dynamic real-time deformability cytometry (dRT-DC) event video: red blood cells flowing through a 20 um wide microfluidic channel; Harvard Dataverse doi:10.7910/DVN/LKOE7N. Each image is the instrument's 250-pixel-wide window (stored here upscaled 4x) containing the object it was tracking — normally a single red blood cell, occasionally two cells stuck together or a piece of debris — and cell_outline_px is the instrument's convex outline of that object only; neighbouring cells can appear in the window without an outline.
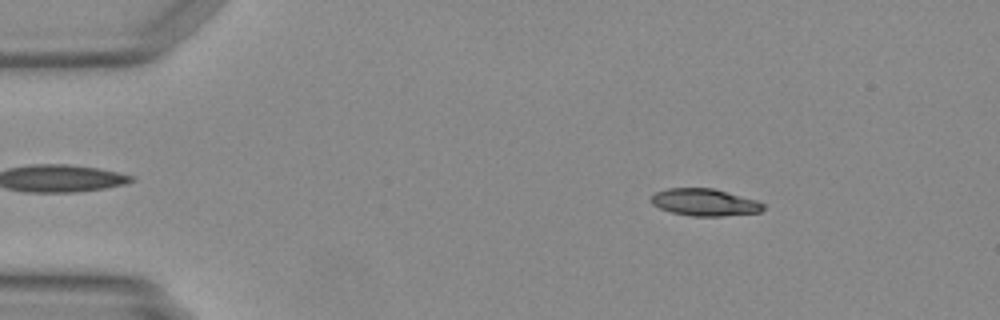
{"species": "Egyptian fruit bat (a non-hibernating species)", "species_latin": "Rousettus aegyptiacus", "temperature_condition": "warm", "stored_images_in_passage": 48, "camera_frame_rate_fps": 3000, "um_per_image_px": 0.085, "animal": {"sex": "female"}, "frame": {"image": 1, "passage_image": 7, "time_ms": 2.0, "image_size_px": [1000, 320], "cell_outline_px": [[764, 208], [760, 212], [720, 216], [692, 216], [672, 212], [660, 208], [652, 204], [652, 196], [656, 192], [668, 188], [712, 188], [756, 200], [764, 204]], "centroid_in_image_um": [59.89, 17.19], "position_along_channel_um": 25.1, "area_um2": 17.46}}
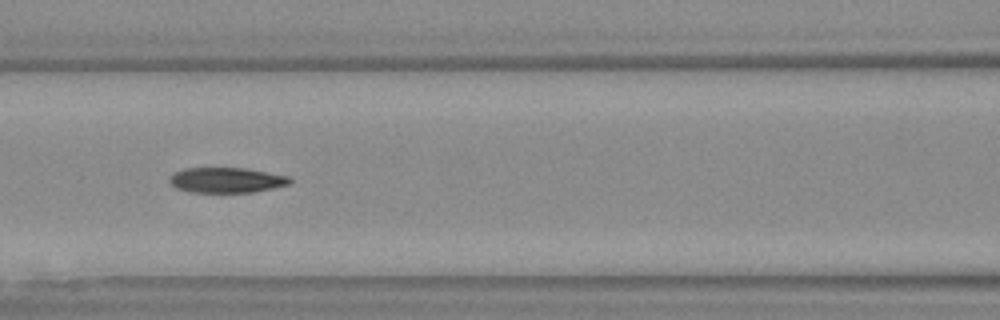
{"frame": {"image": 2, "passage_image": 21, "time_ms": 6.667, "image_size_px": [1000, 320], "cell_outline_px": [[292, 180], [288, 184], [272, 188], [252, 192], [192, 192], [176, 188], [168, 180], [168, 176], [184, 168], [244, 168], [288, 176]], "centroid_in_image_um": [19.21, 15.3], "position_along_channel_um": 147.4, "area_um2": 17.51}}
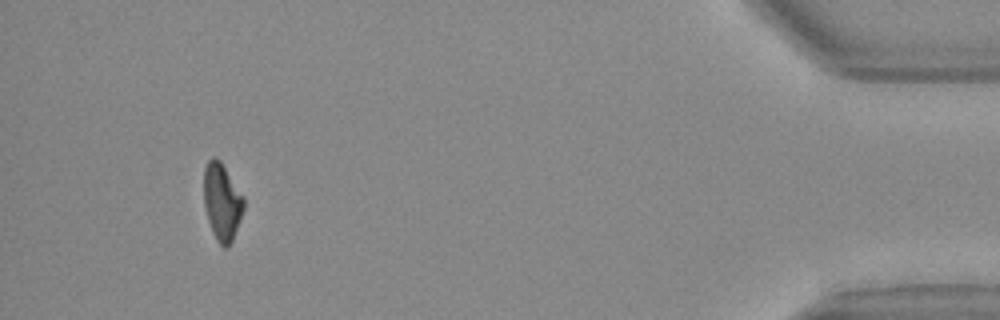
{"frame": {"image": 3, "passage_image": 45, "time_ms": 14.667, "image_size_px": [1000, 320], "cell_outline_px": [[244, 208], [240, 220], [232, 240], [228, 248], [224, 248], [216, 240], [212, 232], [208, 220], [204, 204], [204, 168], [208, 160], [212, 156], [220, 160], [244, 196]], "centroid_in_image_um": [18.87, 17.15], "position_along_channel_um": 416.3, "area_um2": 17.98}}